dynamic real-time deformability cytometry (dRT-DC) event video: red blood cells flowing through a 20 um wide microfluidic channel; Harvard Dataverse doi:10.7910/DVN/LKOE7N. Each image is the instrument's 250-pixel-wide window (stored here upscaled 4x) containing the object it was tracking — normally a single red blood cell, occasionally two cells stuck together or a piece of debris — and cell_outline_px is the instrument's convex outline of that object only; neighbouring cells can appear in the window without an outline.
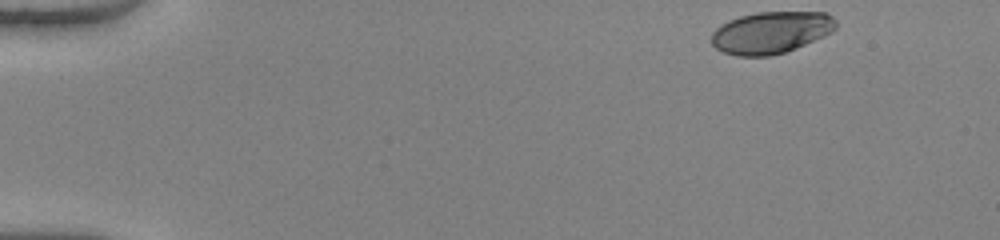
{"species": "human", "species_latin": "Homo sapiens", "temperature_condition": "warm", "stored_images_in_passage": 47, "camera_frame_rate_fps": 3000, "um_per_image_px": 0.085, "donor": {"sex": "female"}, "frame": {"image": 1, "passage_image": 1, "time_ms": 0.0, "image_size_px": [1000, 240], "cell_outline_px": [[836, 28], [832, 32], [824, 36], [796, 48], [784, 52], [768, 56], [736, 56], [724, 52], [716, 48], [712, 44], [712, 32], [720, 24], [728, 20], [740, 16], [756, 12], [824, 12], [832, 16], [836, 20]], "centroid_in_image_um": [65.53, 2.75], "position_along_channel_um": 19.5, "area_um2": 30.46}}
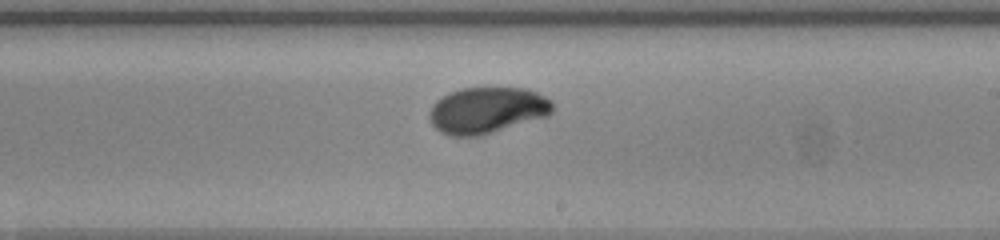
{"frame": {"image": 2, "passage_image": 27, "time_ms": 8.667, "image_size_px": [1000, 240], "cell_outline_px": [[552, 112], [548, 116], [480, 136], [448, 136], [440, 132], [432, 124], [428, 116], [428, 112], [432, 104], [436, 100], [448, 92], [464, 88], [524, 88], [536, 92], [552, 100]], "centroid_in_image_um": [41.37, 9.38], "position_along_channel_um": 247.6, "area_um2": 33.41}}
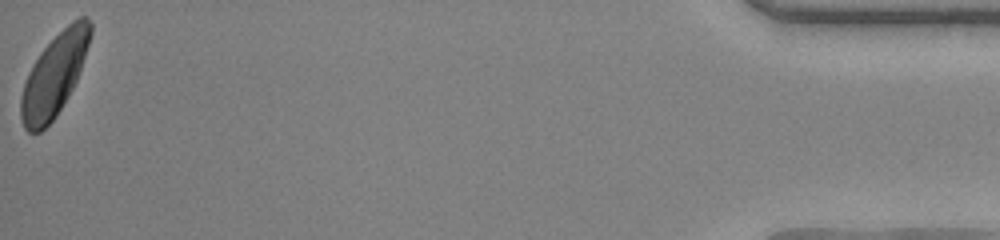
{"frame": {"image": 3, "passage_image": 47, "time_ms": 15.333, "image_size_px": [1000, 240], "cell_outline_px": [[92, 36], [80, 72], [72, 88], [56, 116], [40, 132], [28, 132], [24, 128], [20, 120], [20, 96], [28, 72], [32, 64], [40, 52], [72, 20], [80, 16], [84, 16], [92, 24]], "centroid_in_image_um": [4.61, 6.37], "position_along_channel_um": 430.6, "area_um2": 33.06}, "authors_computed_cell_mechanics": {"area_um2": 32.4836, "velocity_mm_per_s": 4.0622, "shape_relaxation_time_tau1_ms": 3.0408, "shape_relaxation_time_tau2_ms": null, "deformation_change_tau1": 0.1714, "deformation_change_tau2": null}}